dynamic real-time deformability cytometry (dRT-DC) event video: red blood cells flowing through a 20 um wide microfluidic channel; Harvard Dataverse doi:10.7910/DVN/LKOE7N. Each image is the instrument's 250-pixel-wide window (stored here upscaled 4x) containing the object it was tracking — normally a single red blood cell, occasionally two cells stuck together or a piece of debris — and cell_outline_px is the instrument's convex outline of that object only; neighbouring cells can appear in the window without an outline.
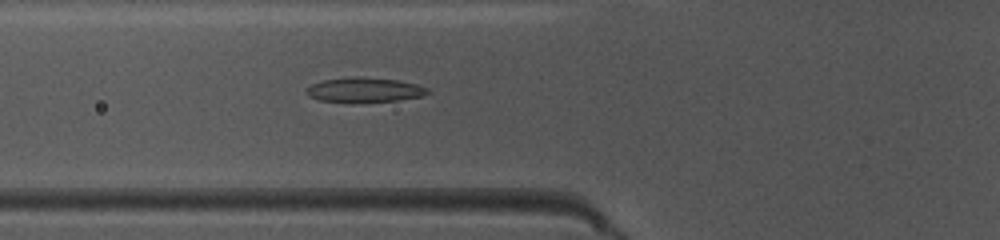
{"species": "common noctule bat (a hibernating species)", "species_latin": "Nyctalus noctula", "temperature_condition": "warm", "stored_images_in_passage": 44, "camera_frame_rate_fps": 3000, "um_per_image_px": 0.085, "animal": {"sex": "female", "body_mass_g": 10.0, "forearm_length_mm": 53.1}, "frame": {"image": 1, "passage_image": 13, "time_ms": 4.0, "image_size_px": [1000, 240], "cell_outline_px": [[432, 92], [420, 96], [400, 100], [348, 104], [320, 100], [308, 96], [304, 92], [312, 84], [324, 80], [356, 76], [396, 80], [416, 84], [428, 88]], "centroid_in_image_um": [30.96, 7.67], "position_along_channel_um": 94.8, "area_um2": 17.8}}
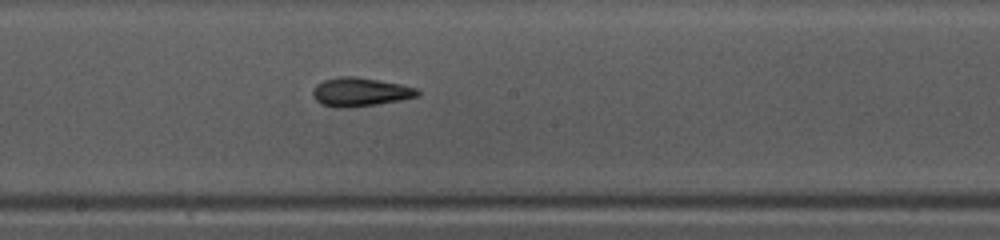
{"frame": {"image": 2, "passage_image": 22, "time_ms": 7.0, "image_size_px": [1000, 240], "cell_outline_px": [[420, 92], [416, 96], [400, 100], [376, 104], [344, 108], [336, 108], [320, 104], [312, 96], [312, 88], [316, 84], [324, 80], [340, 76], [356, 76], [400, 84], [416, 88]], "centroid_in_image_um": [30.54, 7.82], "position_along_channel_um": 217.7, "area_um2": 17.51}}
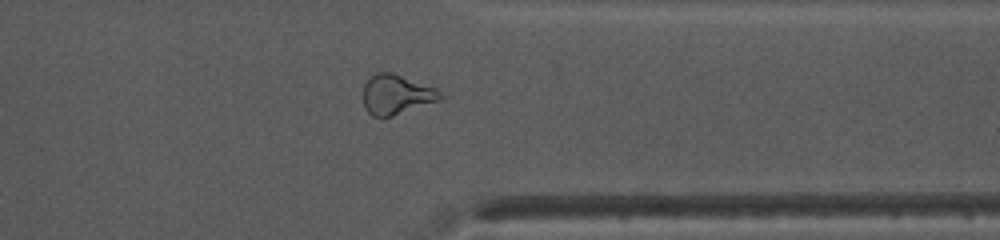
{"frame": {"image": 3, "passage_image": 34, "time_ms": 11.0, "image_size_px": [1000, 240], "cell_outline_px": [[444, 96], [440, 100], [384, 120], [372, 116], [364, 108], [364, 84], [368, 76], [376, 72], [392, 72], [436, 88]], "centroid_in_image_um": [33.67, 8.06], "position_along_channel_um": 377.7, "area_um2": 18.38}, "authors_computed_cell_mechanics": {"area_um2": 17.5134, "velocity_mm_per_s": 4.0608, "shape_relaxation_time_tau1_ms": null, "shape_relaxation_time_tau2_ms": 2.2285, "deformation_change_tau1": null, "deformation_change_tau2": 0.0951}}